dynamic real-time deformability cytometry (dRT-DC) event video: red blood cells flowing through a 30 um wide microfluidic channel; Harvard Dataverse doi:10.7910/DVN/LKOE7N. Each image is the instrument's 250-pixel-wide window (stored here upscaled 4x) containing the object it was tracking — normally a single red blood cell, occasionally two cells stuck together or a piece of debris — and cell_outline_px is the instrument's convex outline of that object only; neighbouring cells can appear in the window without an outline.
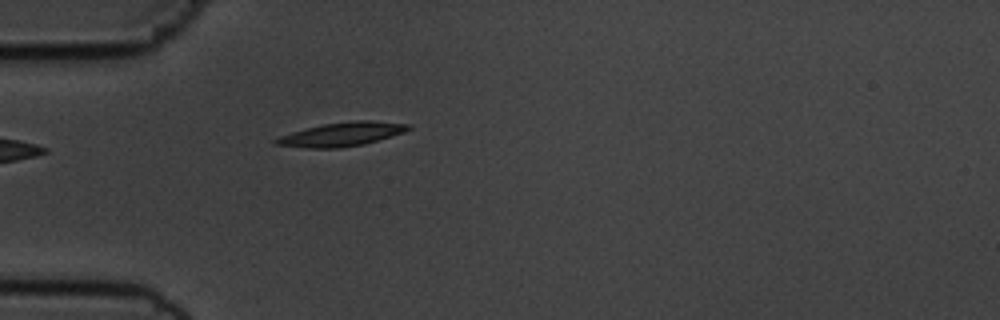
{"species": "common noctule bat (a hibernating species)", "species_latin": "Nyctalus noctula", "temperature_condition": "cold", "stored_images_in_passage": 40, "camera_frame_rate_fps": 3000, "um_per_image_px": 0.085, "animal": {"sex": "male", "body_mass_g": 19.5, "forearm_length_mm": 54.6}, "frame": {"image": 1, "passage_image": 1, "time_ms": 0.0, "image_size_px": [1000, 320], "cell_outline_px": [[412, 128], [404, 132], [392, 136], [364, 144], [336, 148], [304, 148], [276, 144], [272, 140], [280, 136], [292, 132], [324, 124], [356, 120], [368, 120], [412, 124]], "centroid_in_image_um": [29.09, 11.41], "position_along_channel_um": 55.9, "area_um2": 18.26}}
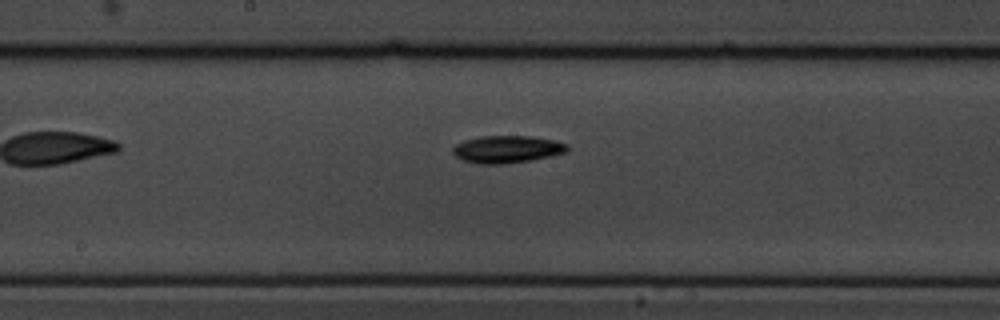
{"frame": {"image": 2, "passage_image": 14, "time_ms": 4.333, "image_size_px": [1000, 320], "cell_outline_px": [[568, 152], [528, 160], [504, 164], [480, 164], [464, 160], [456, 156], [452, 152], [452, 148], [456, 144], [464, 140], [480, 136], [532, 136], [556, 140], [568, 144]], "centroid_in_image_um": [43.1, 12.67], "position_along_channel_um": 205.1, "area_um2": 18.21}}
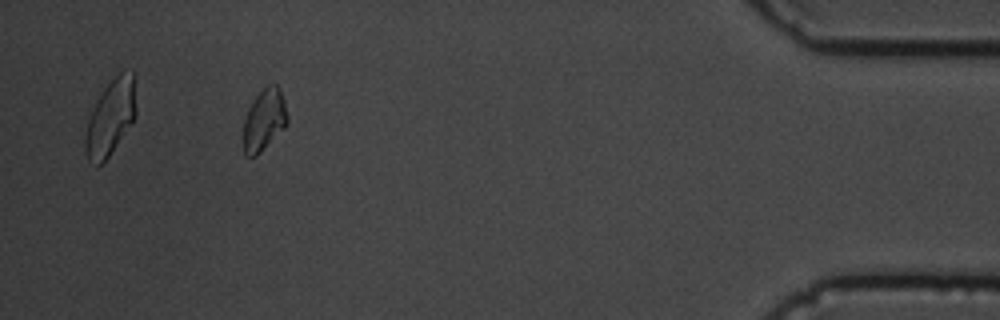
{"frame": {"image": 3, "passage_image": 36, "time_ms": 11.667, "image_size_px": [1000, 320], "cell_outline_px": [[288, 124], [256, 156], [244, 156], [244, 120], [248, 108], [256, 96], [268, 84], [276, 84], [280, 88], [284, 100], [288, 116]], "centroid_in_image_um": [22.47, 10.18], "position_along_channel_um": 412.7, "area_um2": 15.72}, "authors_computed_cell_mechanics": {"area_um2": 16.3574, "velocity_mm_per_s": 3.6107, "shape_relaxation_time_tau1_ms": 1.4616, "shape_relaxation_time_tau2_ms": null, "deformation_change_tau1": 0.1048, "deformation_change_tau2": null}}